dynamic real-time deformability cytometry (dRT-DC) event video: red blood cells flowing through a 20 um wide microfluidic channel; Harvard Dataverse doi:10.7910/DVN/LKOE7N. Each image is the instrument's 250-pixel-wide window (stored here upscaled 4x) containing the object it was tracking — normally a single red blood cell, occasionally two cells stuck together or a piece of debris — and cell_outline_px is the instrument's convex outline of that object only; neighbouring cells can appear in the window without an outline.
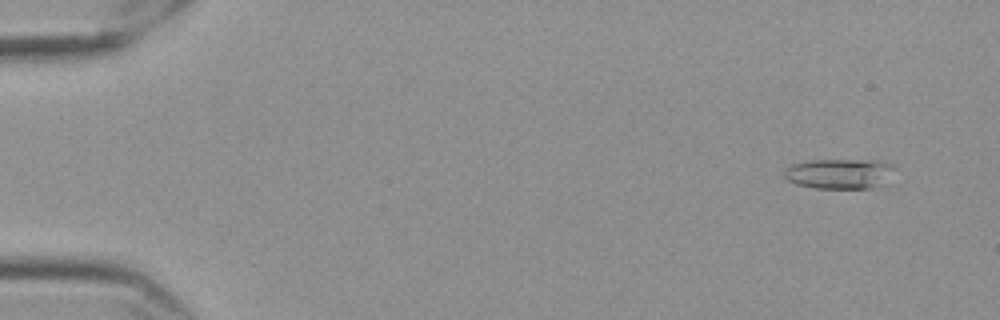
{"species": "Egyptian fruit bat (a non-hibernating species)", "species_latin": "Rousettus aegyptiacus", "temperature_condition": "cold", "stored_images_in_passage": 57, "camera_frame_rate_fps": 3000, "um_per_image_px": 0.085, "frame": {"image": 1, "passage_image": 4, "time_ms": 1.0, "image_size_px": [1000, 320], "cell_outline_px": [[892, 184], [872, 188], [816, 188], [796, 184], [788, 180], [784, 176], [784, 172], [792, 164], [804, 160], [868, 160], [892, 164]], "centroid_in_image_um": [71.41, 14.78], "position_along_channel_um": 13.6, "area_um2": 19.65}}
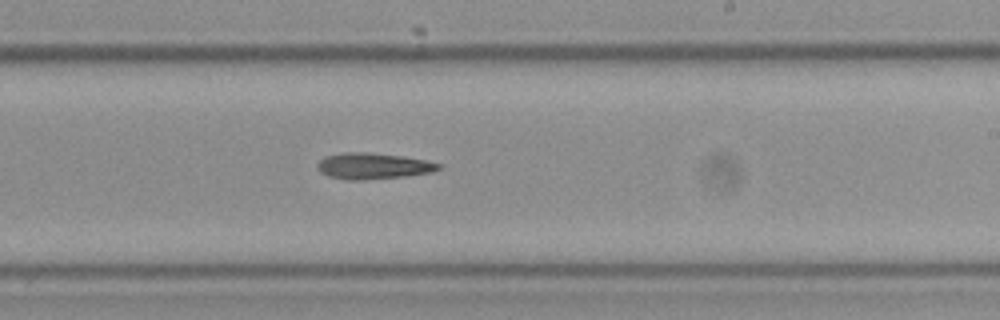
{"frame": {"image": 2, "passage_image": 35, "time_ms": 11.333, "image_size_px": [1000, 320], "cell_outline_px": [[440, 168], [432, 172], [404, 176], [360, 180], [348, 180], [328, 176], [320, 172], [316, 168], [316, 164], [324, 156], [340, 152], [364, 152], [400, 156], [424, 160], [440, 164]], "centroid_in_image_um": [31.62, 14.11], "position_along_channel_um": 257.4, "area_um2": 18.32}}
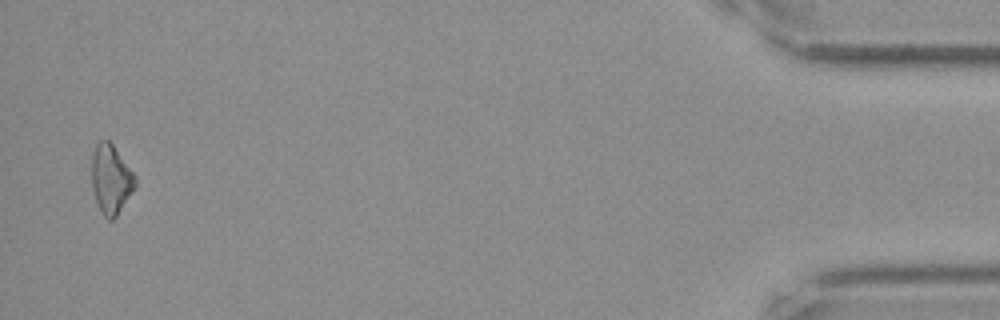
{"frame": {"image": 3, "passage_image": 56, "time_ms": 18.333, "image_size_px": [1000, 320], "cell_outline_px": [[136, 184], [116, 216], [112, 220], [108, 220], [104, 216], [96, 200], [92, 188], [92, 156], [96, 144], [100, 140], [108, 140], [112, 144], [136, 176]], "centroid_in_image_um": [9.42, 15.22], "position_along_channel_um": 425.8, "area_um2": 17.11}, "authors_computed_cell_mechanics": {"area_um2": 18.0914, "velocity_mm_per_s": 3.5796, "shape_relaxation_time_tau1_ms": 5.261, "shape_relaxation_time_tau2_ms": null, "deformation_change_tau1": 0.1524, "deformation_change_tau2": null}}